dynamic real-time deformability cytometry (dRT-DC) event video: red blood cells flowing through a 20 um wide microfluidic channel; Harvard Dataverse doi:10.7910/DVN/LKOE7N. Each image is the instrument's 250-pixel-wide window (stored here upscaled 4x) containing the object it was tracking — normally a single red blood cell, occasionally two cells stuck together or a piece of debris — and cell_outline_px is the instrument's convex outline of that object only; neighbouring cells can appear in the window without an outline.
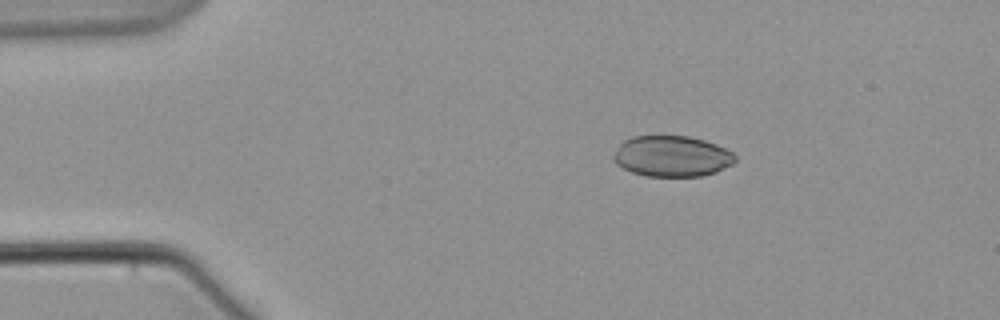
{"species": "common noctule bat (a hibernating species)", "species_latin": "Nyctalus noctula", "temperature_condition": "warm", "stored_images_in_passage": 5, "camera_frame_rate_fps": 3000, "um_per_image_px": 0.085, "animal": {"sex": "male", "body_mass_g": 21.5, "forearm_length_mm": 52.0}, "frame": {"image": 1, "passage_image": 3, "time_ms": 2.667, "image_size_px": [1000, 320], "cell_outline_px": [[736, 160], [732, 164], [716, 172], [700, 176], [644, 176], [632, 172], [616, 164], [612, 160], [612, 156], [620, 144], [624, 140], [632, 136], [688, 136], [704, 140], [716, 144], [732, 152], [736, 156]], "centroid_in_image_um": [57.09, 13.28], "position_along_channel_um": 27.9, "area_um2": 29.02}}